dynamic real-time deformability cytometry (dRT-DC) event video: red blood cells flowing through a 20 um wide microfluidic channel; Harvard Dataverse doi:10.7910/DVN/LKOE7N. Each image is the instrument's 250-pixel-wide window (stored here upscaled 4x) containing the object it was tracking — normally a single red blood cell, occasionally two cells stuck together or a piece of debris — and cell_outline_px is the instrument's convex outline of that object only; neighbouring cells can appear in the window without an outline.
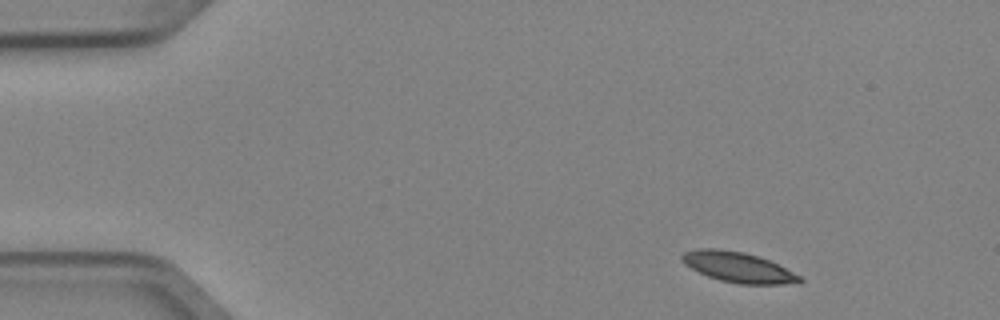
{"species": "Egyptian fruit bat (a non-hibernating species)", "species_latin": "Rousettus aegyptiacus", "temperature_condition": "cold", "stored_images_in_passage": 5, "camera_frame_rate_fps": 3000, "um_per_image_px": 0.085, "animal": {"sex": "female"}, "frame": {"image": 1, "passage_image": 1, "time_ms": 0.0, "image_size_px": [1000, 320], "cell_outline_px": [[804, 280], [800, 284], [740, 284], [720, 280], [708, 276], [684, 264], [680, 260], [680, 256], [684, 252], [700, 248], [716, 248], [744, 252], [768, 260], [800, 276]], "centroid_in_image_um": [62.73, 22.72], "position_along_channel_um": 22.3, "area_um2": 20.63}}
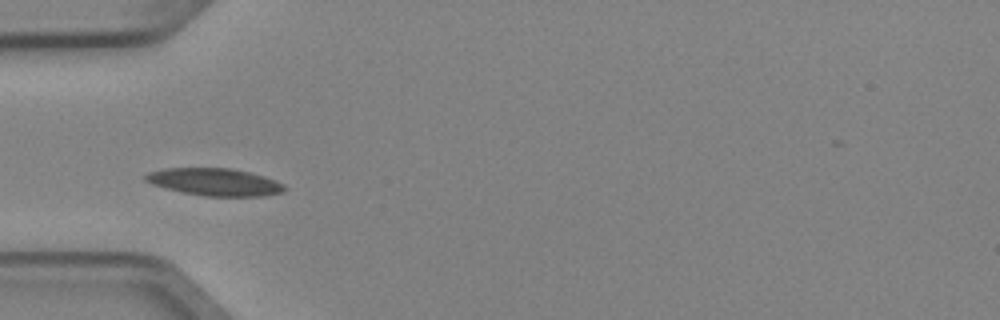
{"frame": {"image": 2, "passage_image": 4, "time_ms": 1.0, "image_size_px": [1000, 320], "cell_outline_px": [[288, 188], [284, 192], [264, 196], [204, 196], [184, 192], [152, 184], [144, 180], [144, 176], [148, 172], [164, 168], [228, 168], [248, 172], [264, 176], [284, 184]], "centroid_in_image_um": [18.28, 15.47], "position_along_channel_um": 66.7, "area_um2": 22.08}}
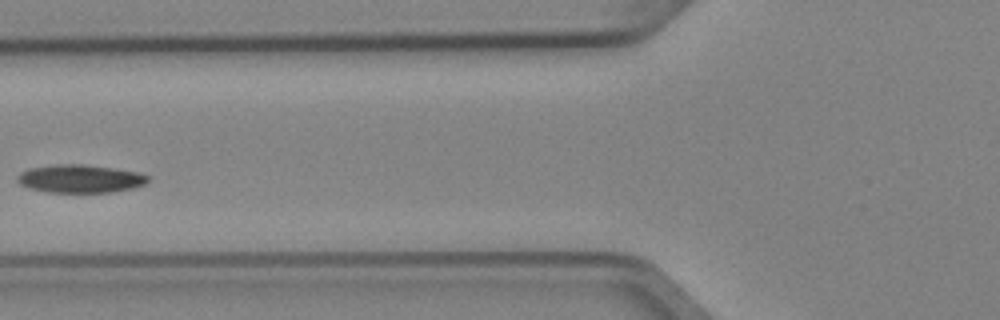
{"frame": {"image": 3, "passage_image": 5, "time_ms": 1.333, "image_size_px": [1000, 320], "cell_outline_px": [[148, 180], [144, 184], [132, 188], [112, 192], [44, 192], [28, 188], [20, 184], [16, 180], [16, 176], [20, 172], [28, 168], [56, 164], [80, 164], [112, 168], [136, 172], [148, 176]], "centroid_in_image_um": [6.73, 15.19], "position_along_channel_um": 119.1, "area_um2": 21.33}}